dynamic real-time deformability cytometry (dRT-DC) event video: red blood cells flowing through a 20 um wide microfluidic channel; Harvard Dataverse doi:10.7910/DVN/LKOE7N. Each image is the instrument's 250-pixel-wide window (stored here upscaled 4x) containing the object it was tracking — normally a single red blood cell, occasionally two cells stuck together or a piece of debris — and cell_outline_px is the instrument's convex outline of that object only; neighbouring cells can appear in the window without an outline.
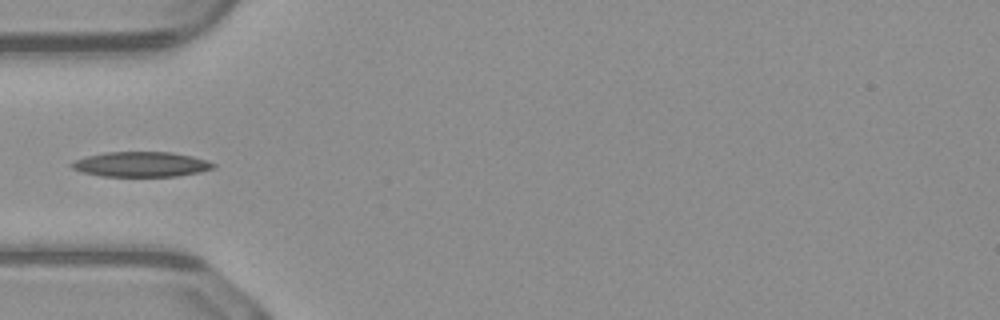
{"species": "common noctule bat (a hibernating species)", "species_latin": "Nyctalus noctula", "temperature_condition": "warm", "stored_images_in_passage": 15, "camera_frame_rate_fps": 3000, "um_per_image_px": 0.085, "animal": {"sex": "male", "body_mass_g": 23.1, "forearm_length_mm": 52.7}, "frame": {"image": 1, "passage_image": 1, "time_ms": 0.0, "image_size_px": [1000, 320], "cell_outline_px": [[216, 164], [212, 168], [200, 172], [176, 176], [100, 176], [80, 172], [72, 168], [68, 164], [72, 160], [104, 152], [172, 152], [192, 156], [208, 160]], "centroid_in_image_um": [11.95, 13.96], "position_along_channel_um": 73.1, "area_um2": 20.81}}
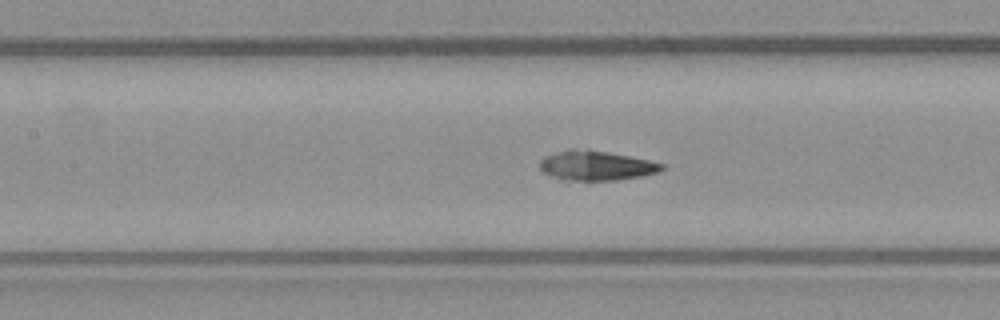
{"frame": {"image": 2, "passage_image": 7, "time_ms": 2.0, "image_size_px": [1000, 320], "cell_outline_px": [[664, 168], [656, 172], [640, 176], [616, 180], [568, 184], [564, 184], [544, 172], [540, 168], [540, 160], [544, 156], [568, 148], [588, 148], [648, 160], [664, 164]], "centroid_in_image_um": [50.54, 14.11], "position_along_channel_um": 156.9, "area_um2": 22.08}}
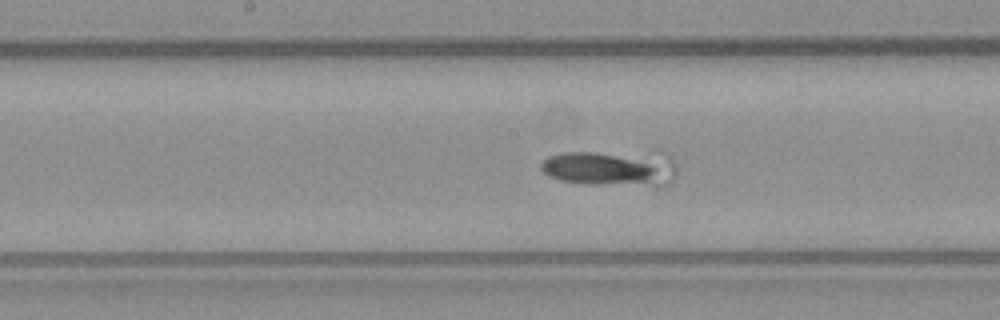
{"frame": {"image": 3, "passage_image": 10, "time_ms": 3.0, "image_size_px": [1000, 320], "cell_outline_px": [[676, 176], [664, 188], [660, 188], [592, 184], [560, 180], [544, 172], [540, 168], [540, 164], [548, 156], [564, 152], [596, 152], [668, 156], [676, 164]], "centroid_in_image_um": [51.97, 14.36], "position_along_channel_um": 196.2, "area_um2": 28.38}}